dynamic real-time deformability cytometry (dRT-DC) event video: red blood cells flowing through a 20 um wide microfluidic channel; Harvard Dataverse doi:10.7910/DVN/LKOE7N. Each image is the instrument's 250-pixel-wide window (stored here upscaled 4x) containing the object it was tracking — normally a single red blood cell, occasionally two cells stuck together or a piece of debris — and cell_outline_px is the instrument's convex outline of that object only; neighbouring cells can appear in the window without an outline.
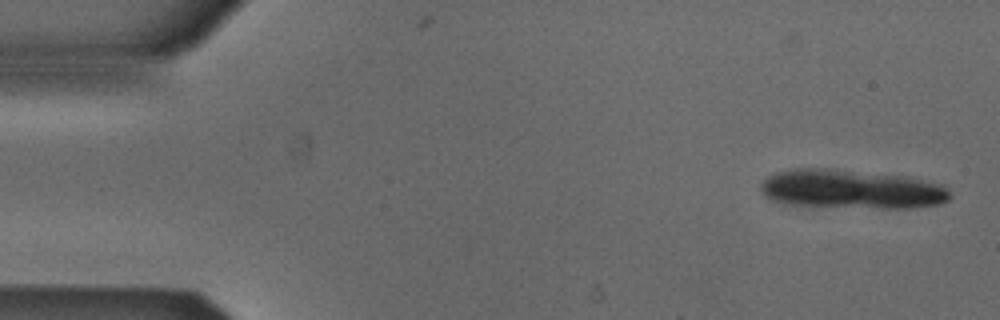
{"species": "Egyptian fruit bat (a non-hibernating species)", "species_latin": "Rousettus aegyptiacus", "temperature_condition": "cold", "stored_images_in_passage": 10, "camera_frame_rate_fps": 3000, "um_per_image_px": 0.085, "animal": {"sex": "male"}, "frame": {"image": 1, "passage_image": 1, "time_ms": 0.0, "image_size_px": [1000, 320], "cell_outline_px": [[952, 196], [948, 200], [940, 204], [912, 208], [880, 208], [788, 204], [768, 200], [760, 192], [760, 184], [768, 176], [776, 172], [796, 168], [828, 168], [908, 176], [944, 184]], "centroid_in_image_um": [72.39, 16.07], "position_along_channel_um": 12.6, "area_um2": 43.52}}